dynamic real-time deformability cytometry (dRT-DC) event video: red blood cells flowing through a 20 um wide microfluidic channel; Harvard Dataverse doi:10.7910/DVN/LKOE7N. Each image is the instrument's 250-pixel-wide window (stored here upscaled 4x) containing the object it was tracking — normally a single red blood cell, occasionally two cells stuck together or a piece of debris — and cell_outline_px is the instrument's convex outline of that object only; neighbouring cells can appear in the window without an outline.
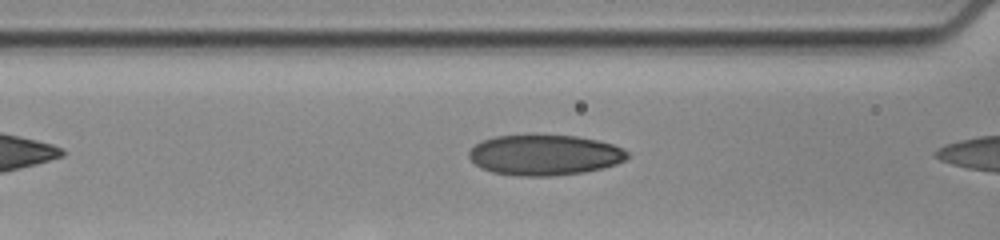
{"species": "human", "species_latin": "Homo sapiens", "temperature_condition": "cold", "stored_images_in_passage": 12, "camera_frame_rate_fps": 3000, "um_per_image_px": 0.085, "donor": {"sex": "female"}, "frame": {"image": 1, "passage_image": 10, "time_ms": 3.0, "image_size_px": [1000, 240], "cell_outline_px": [[628, 156], [624, 160], [616, 164], [584, 172], [552, 176], [516, 176], [492, 172], [480, 168], [468, 156], [468, 152], [480, 140], [496, 136], [528, 132], [532, 132], [576, 136], [596, 140], [612, 144], [624, 148], [628, 152]], "centroid_in_image_um": [46.24, 13.13], "position_along_channel_um": 120.4, "area_um2": 38.38}}